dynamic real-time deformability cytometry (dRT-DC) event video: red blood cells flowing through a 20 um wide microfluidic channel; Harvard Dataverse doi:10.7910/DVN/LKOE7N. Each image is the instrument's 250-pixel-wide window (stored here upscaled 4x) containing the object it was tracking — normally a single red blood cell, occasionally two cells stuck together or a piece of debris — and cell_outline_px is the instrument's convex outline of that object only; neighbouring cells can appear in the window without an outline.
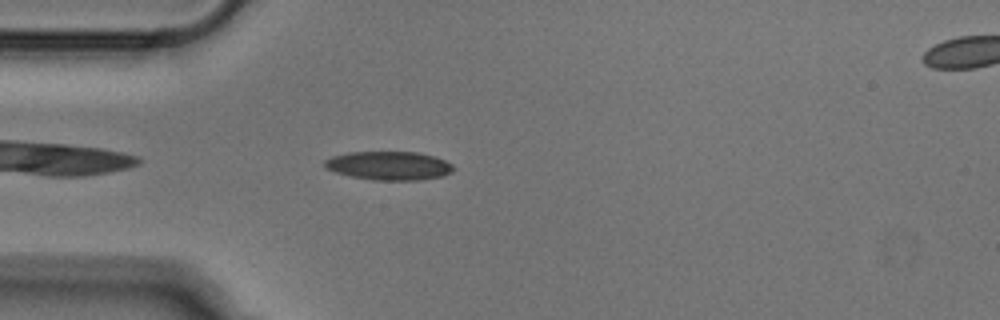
{"species": "Egyptian fruit bat (a non-hibernating species)", "species_latin": "Rousettus aegyptiacus", "temperature_condition": "cold", "stored_images_in_passage": 42, "camera_frame_rate_fps": 3000, "um_per_image_px": 0.085, "animal": {"sex": "male"}, "frame": {"image": 1, "passage_image": 4, "time_ms": 1.0, "image_size_px": [1000, 320], "cell_outline_px": [[456, 168], [452, 172], [440, 176], [420, 180], [376, 180], [352, 176], [336, 172], [324, 168], [324, 160], [332, 156], [348, 152], [420, 152], [436, 156], [452, 164]], "centroid_in_image_um": [33.08, 14.07], "position_along_channel_um": 51.9, "area_um2": 21.56}}
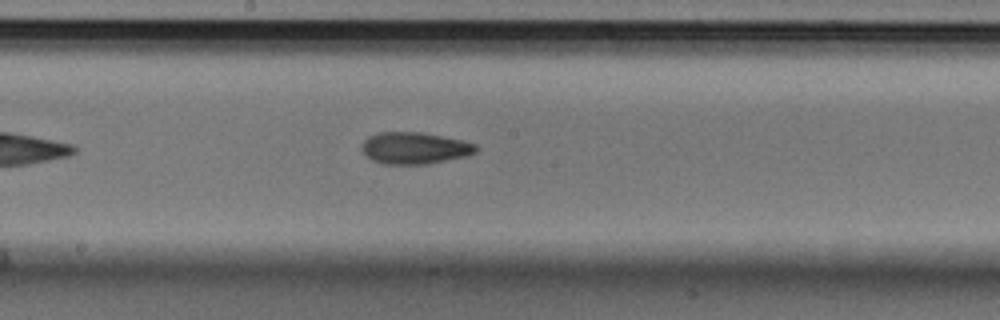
{"frame": {"image": 2, "passage_image": 17, "time_ms": 5.333, "image_size_px": [1000, 320], "cell_outline_px": [[480, 148], [476, 152], [468, 156], [428, 164], [384, 164], [372, 160], [360, 148], [364, 140], [368, 136], [380, 132], [420, 132], [464, 140], [476, 144]], "centroid_in_image_um": [35.28, 12.59], "position_along_channel_um": 212.9, "area_um2": 21.33}}
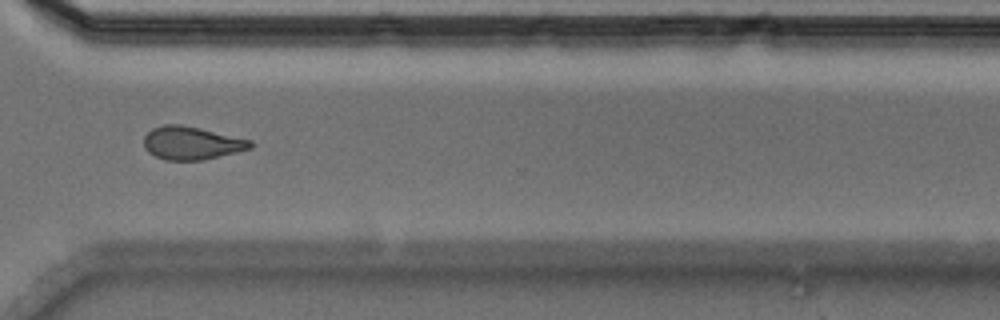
{"frame": {"image": 3, "passage_image": 28, "time_ms": 9.0, "image_size_px": [1000, 320], "cell_outline_px": [[252, 148], [204, 160], [164, 160], [148, 152], [144, 148], [144, 136], [152, 128], [164, 124], [180, 124], [200, 128], [252, 140]], "centroid_in_image_um": [16.27, 12.16], "position_along_channel_um": 354.3, "area_um2": 20.58}}